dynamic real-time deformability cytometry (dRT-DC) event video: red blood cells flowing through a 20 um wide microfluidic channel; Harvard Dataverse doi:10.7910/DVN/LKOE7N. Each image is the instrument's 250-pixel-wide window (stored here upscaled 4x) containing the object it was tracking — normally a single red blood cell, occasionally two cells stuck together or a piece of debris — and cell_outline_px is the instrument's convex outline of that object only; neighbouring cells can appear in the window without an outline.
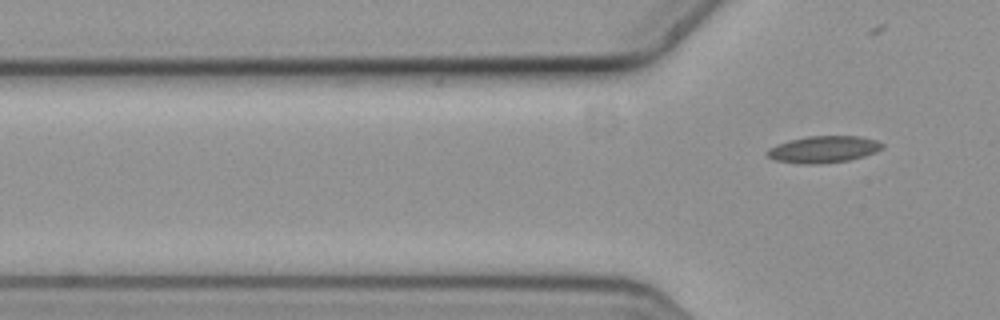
{"species": "common noctule bat (a hibernating species)", "species_latin": "Nyctalus noctula", "temperature_condition": "cold", "stored_images_in_passage": 7, "camera_frame_rate_fps": 3000, "um_per_image_px": 0.085, "animal": {"sex": "female", "body_mass_g": 19.3, "forearm_length_mm": 54.1}, "frame": {"image": 1, "passage_image": 7, "time_ms": 2.0, "image_size_px": [1000, 320], "cell_outline_px": [[884, 148], [876, 152], [864, 156], [848, 160], [820, 164], [796, 164], [772, 160], [764, 156], [764, 152], [768, 148], [776, 144], [788, 140], [808, 136], [860, 136], [876, 140], [884, 144]], "centroid_in_image_um": [69.92, 12.7], "position_along_channel_um": 55.9, "area_um2": 18.44}}